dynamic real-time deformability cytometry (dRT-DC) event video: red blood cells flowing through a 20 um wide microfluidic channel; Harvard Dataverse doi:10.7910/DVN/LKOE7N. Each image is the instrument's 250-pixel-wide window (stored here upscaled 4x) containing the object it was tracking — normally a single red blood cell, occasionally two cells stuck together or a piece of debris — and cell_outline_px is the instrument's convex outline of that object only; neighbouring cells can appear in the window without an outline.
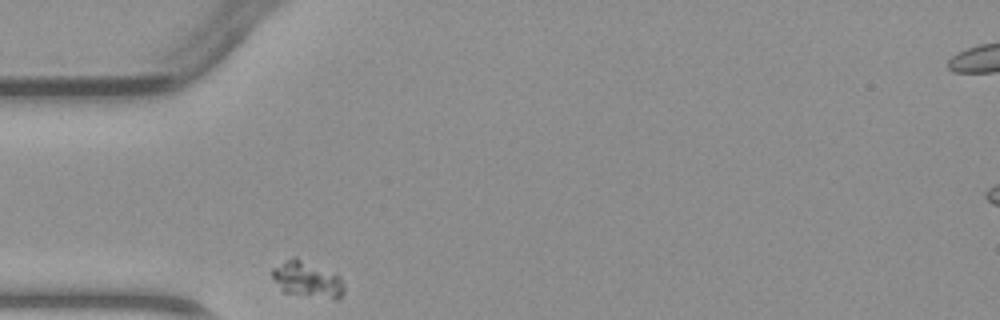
{"species": "common noctule bat (a hibernating species)", "species_latin": "Nyctalus noctula", "temperature_condition": "warm", "stored_images_in_passage": 1, "camera_frame_rate_fps": 3000, "um_per_image_px": 0.085, "animal": {"sex": "male", "body_mass_g": 23.1, "forearm_length_mm": 52.7}, "frame": {"image": 1, "passage_image": 1, "time_ms": 0.0, "image_size_px": [1000, 320], "cell_outline_px": [[344, 292], [336, 300], [284, 292], [272, 276], [272, 268], [292, 256], [296, 256], [336, 272], [344, 284]], "centroid_in_image_um": [26.16, 23.72], "position_along_channel_um": 58.8, "area_um2": 15.32}}